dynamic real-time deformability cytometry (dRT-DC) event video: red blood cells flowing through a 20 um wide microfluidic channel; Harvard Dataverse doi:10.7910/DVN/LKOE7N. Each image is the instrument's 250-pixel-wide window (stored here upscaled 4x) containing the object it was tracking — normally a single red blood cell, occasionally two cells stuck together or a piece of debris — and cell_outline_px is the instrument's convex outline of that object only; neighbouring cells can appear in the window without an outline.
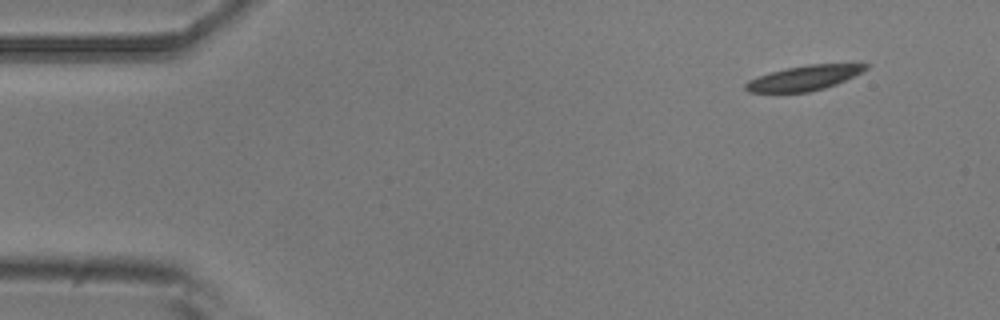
{"species": "common noctule bat (a hibernating species)", "species_latin": "Nyctalus noctula", "temperature_condition": "room temperature", "stored_images_in_passage": 3, "segment_of_instrument_passage": [2, 2], "camera_frame_rate_fps": 3000, "um_per_image_px": 0.085, "animal": {"sex": "male", "body_mass_g": 20.5, "forearm_length_mm": 52.5}, "frame": {"image": 1, "passage_image": 3, "time_ms": 2.333, "image_size_px": [1000, 320], "cell_outline_px": [[868, 68], [836, 84], [824, 88], [808, 92], [748, 92], [744, 88], [744, 84], [748, 80], [772, 72], [788, 68], [808, 64], [868, 64]], "centroid_in_image_um": [68.31, 6.63], "position_along_channel_um": 16.7, "area_um2": 16.99}}